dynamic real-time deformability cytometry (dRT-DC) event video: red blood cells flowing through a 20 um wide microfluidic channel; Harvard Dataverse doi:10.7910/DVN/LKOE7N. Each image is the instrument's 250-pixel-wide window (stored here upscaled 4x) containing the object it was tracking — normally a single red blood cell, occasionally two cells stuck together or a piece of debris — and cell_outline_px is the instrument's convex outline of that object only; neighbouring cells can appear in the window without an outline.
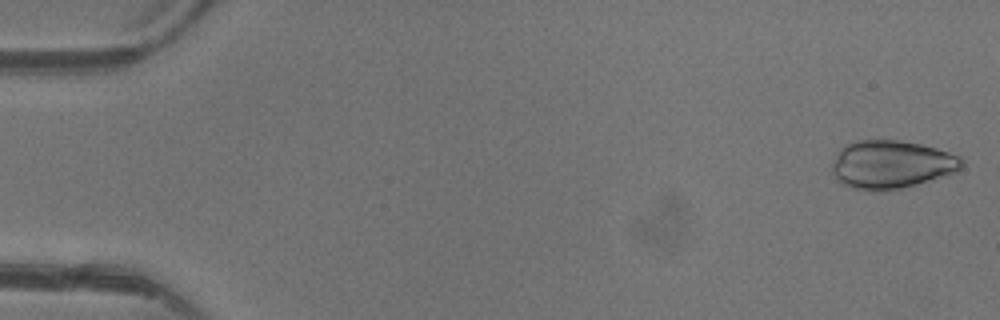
{"species": "common noctule bat (a hibernating species)", "species_latin": "Nyctalus noctula", "temperature_condition": "warm", "stored_images_in_passage": 4, "camera_frame_rate_fps": 3000, "um_per_image_px": 0.085, "animal": {"sex": "female"}, "frame": {"image": 1, "passage_image": 1, "time_ms": 0.0, "image_size_px": [1000, 320], "cell_outline_px": [[964, 164], [956, 172], [916, 184], [900, 188], [880, 192], [872, 192], [852, 188], [844, 184], [836, 176], [832, 168], [832, 160], [840, 148], [856, 140], [896, 140], [920, 144], [936, 148], [960, 156], [964, 160]], "centroid_in_image_um": [75.76, 13.98], "position_along_channel_um": 9.2, "area_um2": 36.36}}